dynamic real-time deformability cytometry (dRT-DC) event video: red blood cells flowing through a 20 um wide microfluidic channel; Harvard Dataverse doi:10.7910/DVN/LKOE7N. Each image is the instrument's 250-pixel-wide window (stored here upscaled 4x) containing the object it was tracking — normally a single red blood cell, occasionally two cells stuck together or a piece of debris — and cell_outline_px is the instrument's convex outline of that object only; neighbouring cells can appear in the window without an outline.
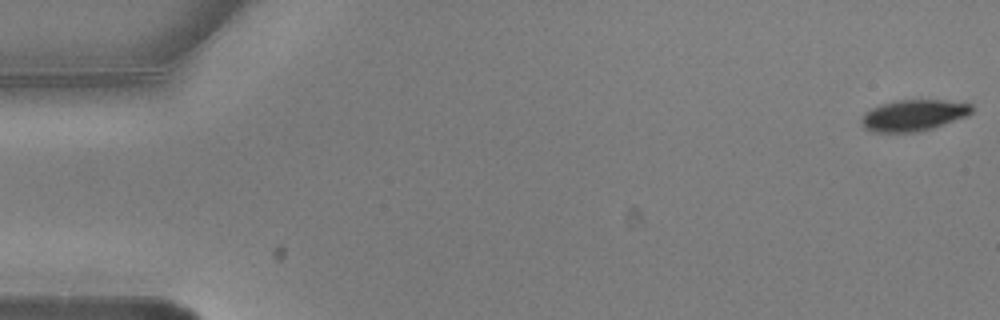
{"species": "common noctule bat (a hibernating species)", "species_latin": "Nyctalus noctula", "temperature_condition": "warm", "stored_images_in_passage": 5, "camera_frame_rate_fps": 3000, "um_per_image_px": 0.085, "animal": {"sex": "male", "body_mass_g": 20.5, "forearm_length_mm": 52.5}, "frame": {"image": 1, "passage_image": 1, "time_ms": 0.0, "image_size_px": [1000, 320], "cell_outline_px": [[972, 112], [968, 116], [932, 128], [916, 132], [872, 132], [864, 128], [860, 120], [864, 112], [880, 104], [896, 100], [944, 100], [972, 104]], "centroid_in_image_um": [77.63, 9.8], "position_along_channel_um": 7.4, "area_um2": 20.17}}
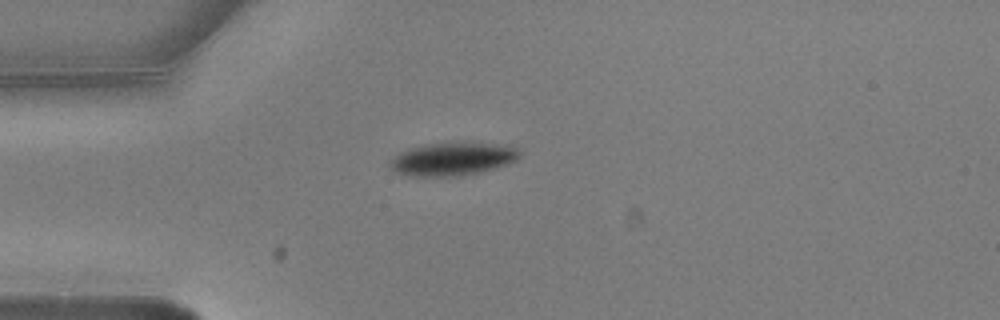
{"frame": {"image": 2, "passage_image": 5, "time_ms": 1.333, "image_size_px": [1000, 320], "cell_outline_px": [[520, 156], [516, 160], [508, 164], [496, 168], [480, 172], [460, 176], [408, 176], [396, 172], [388, 168], [388, 164], [400, 152], [408, 148], [424, 144], [472, 140], [508, 144], [516, 148], [520, 152]], "centroid_in_image_um": [38.52, 13.47], "position_along_channel_um": 46.5, "area_um2": 25.95}}